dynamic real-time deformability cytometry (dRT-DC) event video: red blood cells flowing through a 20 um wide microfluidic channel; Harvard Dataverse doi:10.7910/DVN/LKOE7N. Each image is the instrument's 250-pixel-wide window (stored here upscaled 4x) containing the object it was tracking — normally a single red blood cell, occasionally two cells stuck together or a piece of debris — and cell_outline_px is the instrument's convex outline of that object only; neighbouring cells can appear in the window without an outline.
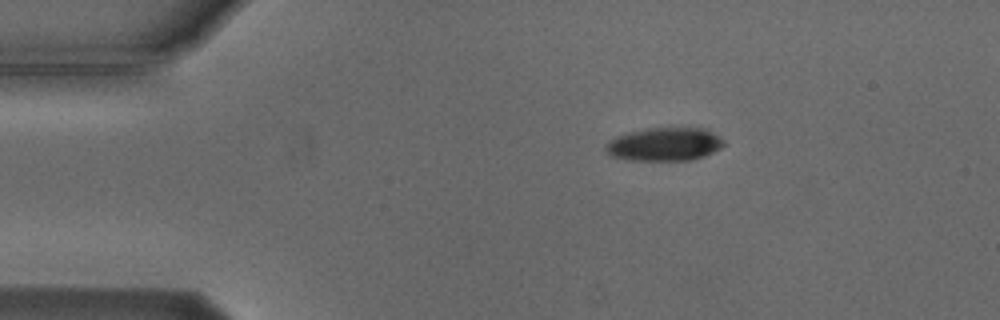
{"species": "Egyptian fruit bat (a non-hibernating species)", "species_latin": "Rousettus aegyptiacus", "temperature_condition": "cold", "stored_images_in_passage": 4, "camera_frame_rate_fps": 3000, "um_per_image_px": 0.085, "animal": {"sex": "male"}, "frame": {"image": 1, "passage_image": 1, "time_ms": 0.0, "image_size_px": [1000, 320], "cell_outline_px": [[724, 144], [720, 148], [704, 156], [692, 160], [628, 160], [612, 156], [604, 148], [616, 136], [648, 128], [708, 128], [724, 140]], "centroid_in_image_um": [56.53, 12.26], "position_along_channel_um": 28.5, "area_um2": 22.72}}
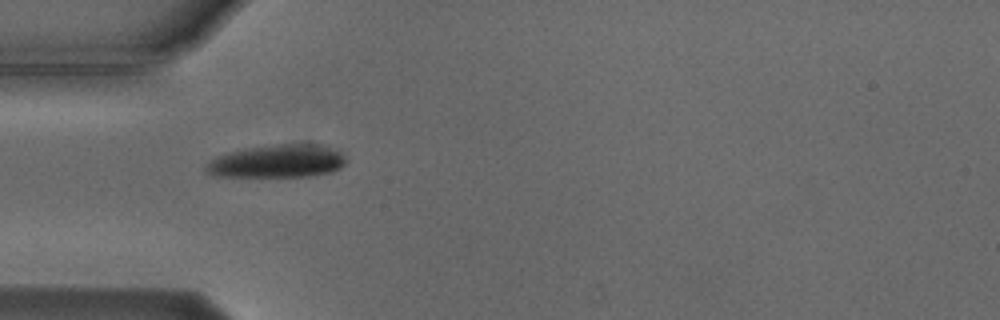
{"frame": {"image": 2, "passage_image": 3, "time_ms": 2.333, "image_size_px": [1000, 320], "cell_outline_px": [[344, 164], [340, 168], [332, 172], [308, 176], [212, 176], [204, 172], [204, 164], [216, 156], [248, 148], [276, 144], [324, 144], [340, 152], [344, 156]], "centroid_in_image_um": [23.54, 13.71], "position_along_channel_um": 61.5, "area_um2": 26.88}}
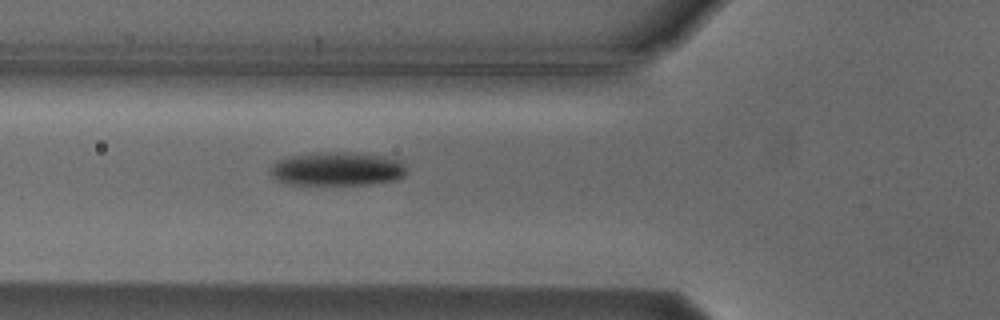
{"frame": {"image": 3, "passage_image": 4, "time_ms": 3.333, "image_size_px": [1000, 320], "cell_outline_px": [[408, 172], [404, 176], [396, 180], [368, 184], [292, 184], [280, 180], [272, 176], [272, 164], [276, 160], [288, 156], [316, 152], [348, 152], [380, 156], [400, 160], [404, 164]], "centroid_in_image_um": [28.69, 14.34], "position_along_channel_um": 97.1, "area_um2": 26.59}}